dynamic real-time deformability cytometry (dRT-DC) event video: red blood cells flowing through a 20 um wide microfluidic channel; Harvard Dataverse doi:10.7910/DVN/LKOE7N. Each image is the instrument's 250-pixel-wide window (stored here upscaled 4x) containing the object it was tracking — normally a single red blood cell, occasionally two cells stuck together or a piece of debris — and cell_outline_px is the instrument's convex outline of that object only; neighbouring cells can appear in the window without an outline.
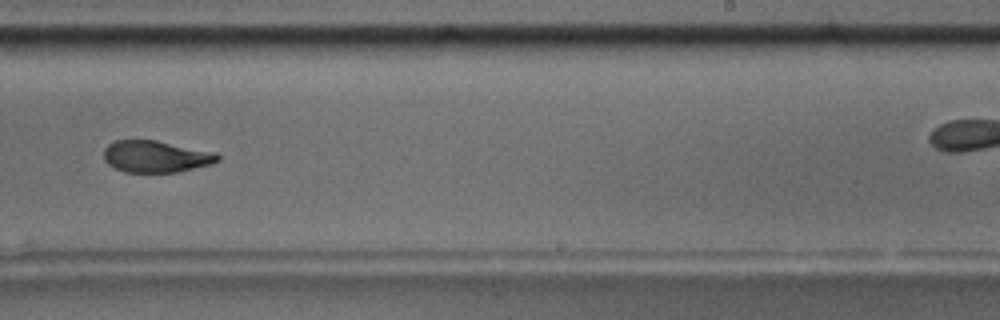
{"species": "common noctule bat (a hibernating species)", "species_latin": "Nyctalus noctula", "temperature_condition": "room temperature", "stored_images_in_passage": 16, "camera_frame_rate_fps": 3000, "um_per_image_px": 0.085, "animal": {"sex": "male", "body_mass_g": 17.5, "forearm_length_mm": 52.3}, "frame": {"image": 1, "passage_image": 10, "time_ms": 11.333, "image_size_px": [1000, 320], "cell_outline_px": [[220, 160], [212, 164], [176, 172], [124, 172], [108, 164], [104, 160], [104, 148], [108, 144], [116, 140], [156, 140], [216, 152], [220, 156]], "centroid_in_image_um": [13.26, 13.3], "position_along_channel_um": 275.7, "area_um2": 21.15}, "authors_computed_cell_mechanics": {"area_um2": 21.6172, "velocity_mm_per_s": 3.58, "shape_relaxation_time_tau1_ms": 6.5622, "shape_relaxation_time_tau2_ms": 2.6532, "deformation_change_tau1": 0.1809, "deformation_change_tau2": 0.0906}}